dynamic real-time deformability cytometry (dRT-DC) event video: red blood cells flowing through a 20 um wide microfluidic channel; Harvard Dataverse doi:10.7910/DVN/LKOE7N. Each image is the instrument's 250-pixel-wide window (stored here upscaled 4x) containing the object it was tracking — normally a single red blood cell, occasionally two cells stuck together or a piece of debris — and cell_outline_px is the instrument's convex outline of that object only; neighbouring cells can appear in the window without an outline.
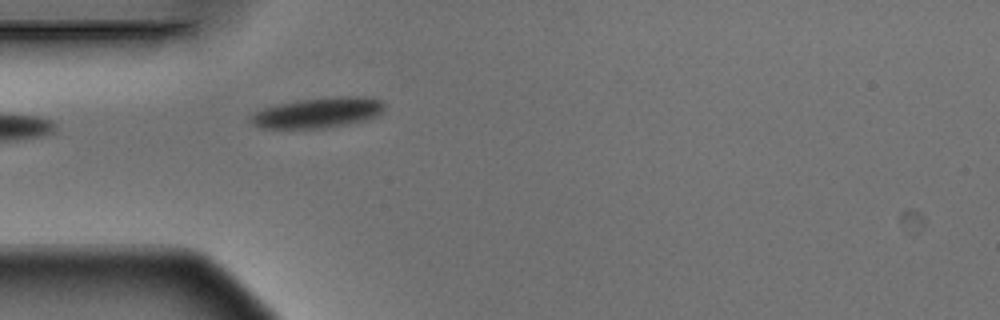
{"species": "Egyptian fruit bat (a non-hibernating species)", "species_latin": "Rousettus aegyptiacus", "temperature_condition": "warm", "stored_images_in_passage": 4, "camera_frame_rate_fps": 3000, "um_per_image_px": 0.085, "animal": {"sex": "male"}, "frame": {"image": 1, "passage_image": 4, "time_ms": 1.0, "image_size_px": [1000, 320], "cell_outline_px": [[384, 112], [376, 116], [364, 120], [348, 124], [324, 128], [260, 128], [252, 124], [248, 120], [248, 116], [252, 112], [264, 108], [296, 100], [344, 96], [364, 96], [380, 100], [384, 104]], "centroid_in_image_um": [26.99, 9.58], "position_along_channel_um": 58.0, "area_um2": 23.76}}